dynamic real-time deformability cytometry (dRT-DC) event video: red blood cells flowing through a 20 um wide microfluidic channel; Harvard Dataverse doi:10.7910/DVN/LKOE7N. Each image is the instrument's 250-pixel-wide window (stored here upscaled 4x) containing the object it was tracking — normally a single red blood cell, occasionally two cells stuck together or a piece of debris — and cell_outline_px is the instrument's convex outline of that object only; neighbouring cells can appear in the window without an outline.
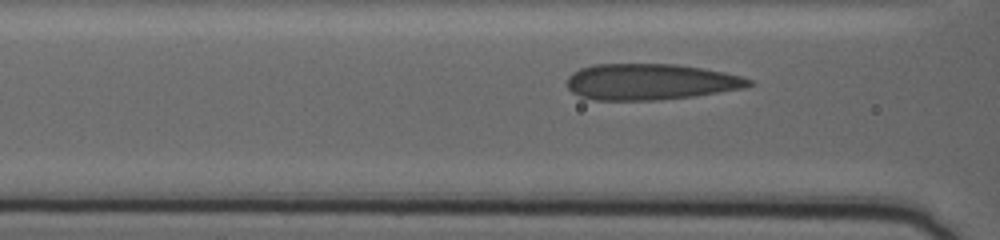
{"species": "human", "species_latin": "Homo sapiens", "temperature_condition": "warm", "stored_images_in_passage": 38, "camera_frame_rate_fps": 3000, "um_per_image_px": 0.085, "donor": {"sex": "female"}, "frame": {"image": 1, "passage_image": 7, "time_ms": 2.0, "image_size_px": [1000, 240], "cell_outline_px": [[752, 84], [740, 88], [692, 96], [656, 100], [596, 100], [580, 96], [572, 92], [568, 88], [568, 76], [572, 72], [580, 68], [592, 64], [676, 64], [724, 72], [740, 76], [752, 80]], "centroid_in_image_um": [55.21, 6.94], "position_along_channel_um": 111.4, "area_um2": 37.92}}
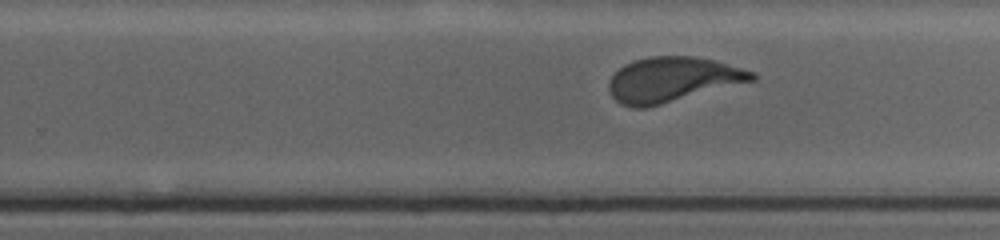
{"frame": {"image": 2, "passage_image": 24, "time_ms": 7.667, "image_size_px": [1000, 240], "cell_outline_px": [[756, 80], [644, 108], [632, 108], [620, 104], [612, 96], [608, 88], [608, 84], [612, 76], [624, 64], [648, 56], [696, 56], [716, 60], [756, 72]], "centroid_in_image_um": [57.17, 6.75], "position_along_channel_um": 272.6, "area_um2": 37.4}}
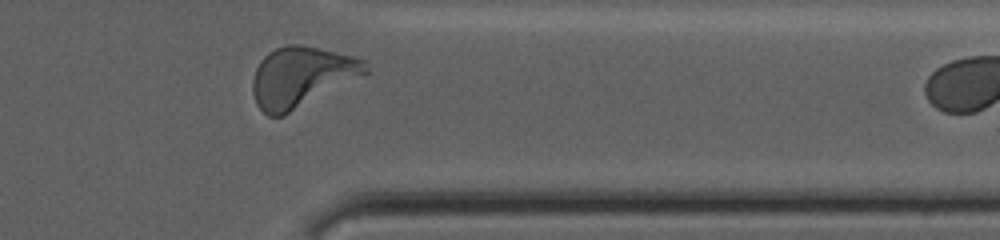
{"frame": {"image": 3, "passage_image": 36, "time_ms": 11.667, "image_size_px": [1000, 240], "cell_outline_px": [[368, 72], [364, 76], [284, 116], [268, 116], [256, 104], [252, 92], [252, 80], [256, 68], [260, 60], [268, 52], [276, 48], [288, 44], [300, 44], [320, 48], [352, 56], [364, 60], [368, 68]], "centroid_in_image_um": [25.62, 6.54], "position_along_channel_um": 385.8, "area_um2": 39.94}, "authors_computed_cell_mechanics": {"area_um2": 37.3966, "velocity_mm_per_s": 2.8507, "shape_relaxation_time_tau1_ms": 5.8347, "shape_relaxation_time_tau2_ms": null, "deformation_change_tau1": 0.1891, "deformation_change_tau2": null}}